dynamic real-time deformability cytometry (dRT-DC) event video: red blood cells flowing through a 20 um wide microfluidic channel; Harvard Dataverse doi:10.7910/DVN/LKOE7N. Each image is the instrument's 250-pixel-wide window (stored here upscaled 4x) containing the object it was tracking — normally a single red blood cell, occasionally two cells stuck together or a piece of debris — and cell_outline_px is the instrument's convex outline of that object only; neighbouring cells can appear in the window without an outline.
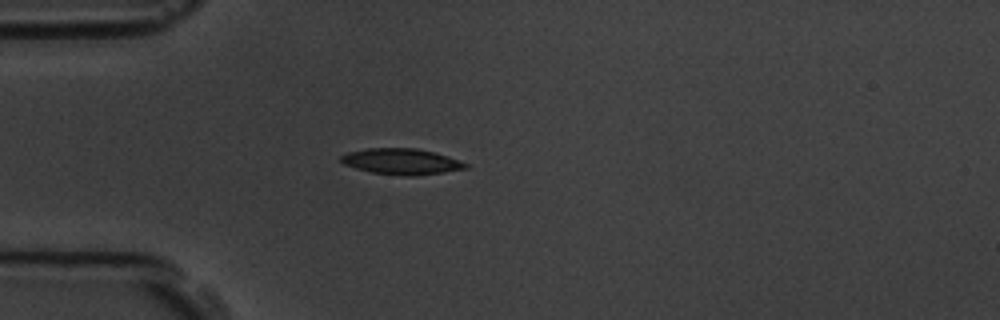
{"species": "common noctule bat (a hibernating species)", "species_latin": "Nyctalus noctula", "temperature_condition": "room temperature", "stored_images_in_passage": 2, "camera_frame_rate_fps": 3000, "um_per_image_px": 0.085, "animal": {"sex": "male", "body_mass_g": 19.5, "forearm_length_mm": 54.6}, "frame": {"image": 1, "passage_image": 1, "time_ms": 0.0, "image_size_px": [1000, 320], "cell_outline_px": [[468, 168], [444, 172], [416, 176], [404, 176], [372, 172], [356, 168], [344, 164], [340, 160], [340, 156], [348, 152], [368, 148], [416, 148], [448, 156], [468, 164]], "centroid_in_image_um": [34.12, 13.73], "position_along_channel_um": 50.9, "area_um2": 18.73}}